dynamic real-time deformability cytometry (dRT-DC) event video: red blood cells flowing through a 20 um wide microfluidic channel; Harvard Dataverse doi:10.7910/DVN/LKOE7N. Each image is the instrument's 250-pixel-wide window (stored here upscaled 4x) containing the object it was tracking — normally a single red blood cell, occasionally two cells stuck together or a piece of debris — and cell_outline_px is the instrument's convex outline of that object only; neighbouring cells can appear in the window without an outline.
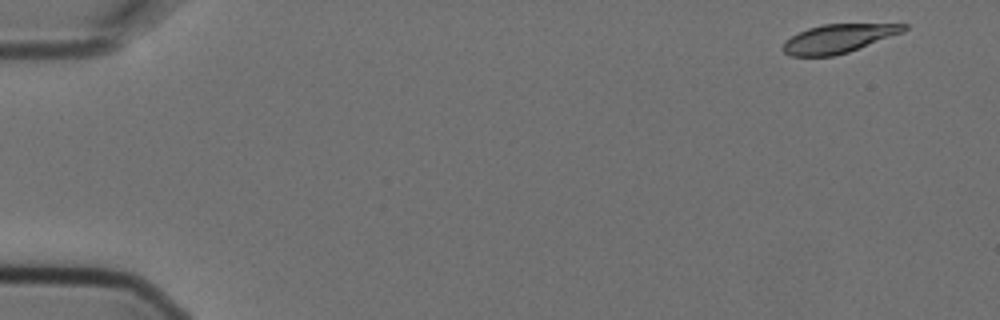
{"species": "Egyptian fruit bat (a non-hibernating species)", "species_latin": "Rousettus aegyptiacus", "temperature_condition": "cold", "stored_images_in_passage": 4, "camera_frame_rate_fps": 3000, "um_per_image_px": 0.085, "animal": {"sex": "female"}, "frame": {"image": 1, "passage_image": 1, "time_ms": 0.0, "image_size_px": [1000, 320], "cell_outline_px": [[908, 28], [904, 32], [848, 52], [832, 56], [792, 56], [784, 52], [780, 48], [792, 36], [808, 28], [824, 24], [908, 24]], "centroid_in_image_um": [71.28, 3.28], "position_along_channel_um": 13.7, "area_um2": 19.94}}